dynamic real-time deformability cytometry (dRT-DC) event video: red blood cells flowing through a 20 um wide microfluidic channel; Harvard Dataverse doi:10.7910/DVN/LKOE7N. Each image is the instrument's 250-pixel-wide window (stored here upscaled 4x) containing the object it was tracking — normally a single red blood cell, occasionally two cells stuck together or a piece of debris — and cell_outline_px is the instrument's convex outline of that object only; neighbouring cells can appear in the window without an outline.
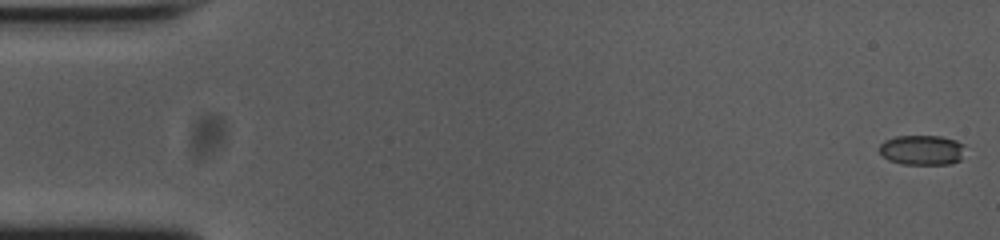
{"species": "common noctule bat (a hibernating species)", "species_latin": "Nyctalus noctula", "temperature_condition": "cold", "stored_images_in_passage": 53, "camera_frame_rate_fps": 3000, "um_per_image_px": 0.085, "animal": {"sex": "female", "body_mass_g": 23.0, "forearm_length_mm": 53.4}, "frame": {"image": 1, "passage_image": 1, "time_ms": 0.0, "image_size_px": [1000, 240], "cell_outline_px": [[964, 144], [960, 160], [952, 164], [900, 164], [888, 160], [880, 152], [880, 144], [884, 140], [896, 136], [940, 136], [956, 140]], "centroid_in_image_um": [78.36, 12.75], "position_along_channel_um": 6.6, "area_um2": 14.97}}
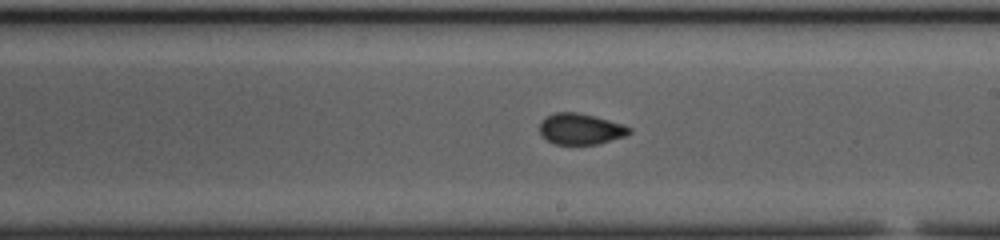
{"frame": {"image": 2, "passage_image": 31, "time_ms": 10.0, "image_size_px": [1000, 240], "cell_outline_px": [[632, 132], [624, 136], [596, 144], [556, 144], [540, 136], [540, 124], [548, 116], [556, 112], [576, 112], [596, 116], [624, 124], [632, 128]], "centroid_in_image_um": [49.37, 10.95], "position_along_channel_um": 239.6, "area_um2": 16.13}}
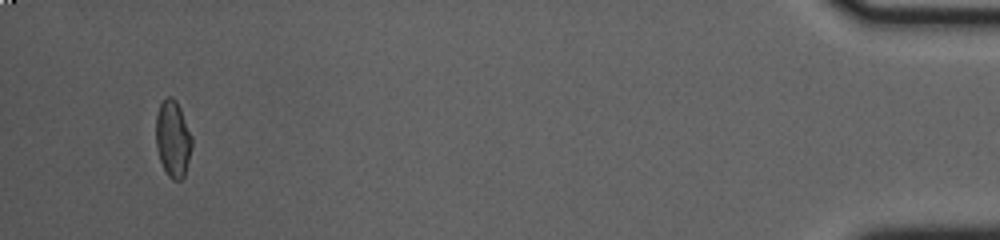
{"frame": {"image": 3, "passage_image": 52, "time_ms": 17.0, "image_size_px": [1000, 240], "cell_outline_px": [[192, 148], [184, 176], [180, 180], [172, 180], [168, 176], [160, 160], [156, 148], [156, 116], [160, 104], [168, 96], [172, 96], [176, 100], [180, 108], [192, 136]], "centroid_in_image_um": [14.7, 11.8], "position_along_channel_um": 420.5, "area_um2": 16.07}}